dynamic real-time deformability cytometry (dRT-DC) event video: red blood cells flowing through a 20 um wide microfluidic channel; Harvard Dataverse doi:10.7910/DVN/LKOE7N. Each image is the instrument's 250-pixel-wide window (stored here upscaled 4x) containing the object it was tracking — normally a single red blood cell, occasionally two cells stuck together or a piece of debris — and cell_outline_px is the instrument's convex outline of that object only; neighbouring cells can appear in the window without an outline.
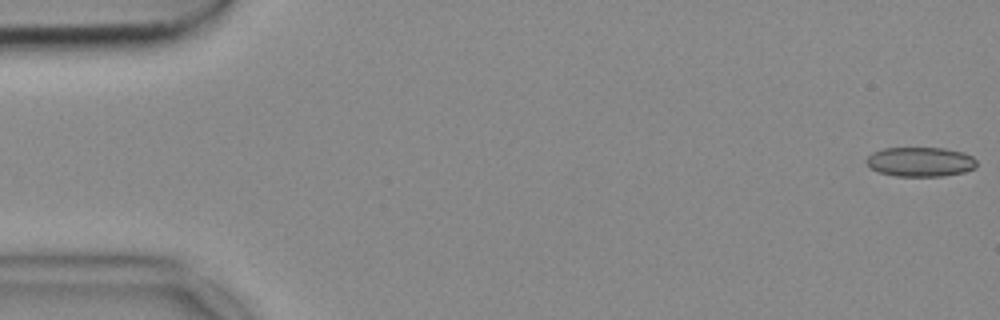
{"species": "common noctule bat (a hibernating species)", "species_latin": "Nyctalus noctula", "temperature_condition": "cold", "stored_images_in_passage": 53, "camera_frame_rate_fps": 3000, "um_per_image_px": 0.085, "animal": {"sex": "female", "body_mass_g": 18.4}, "frame": {"image": 1, "passage_image": 1, "time_ms": 0.0, "image_size_px": [1000, 320], "cell_outline_px": [[976, 168], [964, 172], [944, 176], [896, 176], [880, 172], [872, 168], [864, 160], [872, 152], [884, 148], [944, 148], [964, 152], [972, 156], [976, 160]], "centroid_in_image_um": [78.25, 13.75], "position_along_channel_um": 6.7, "area_um2": 19.02}}
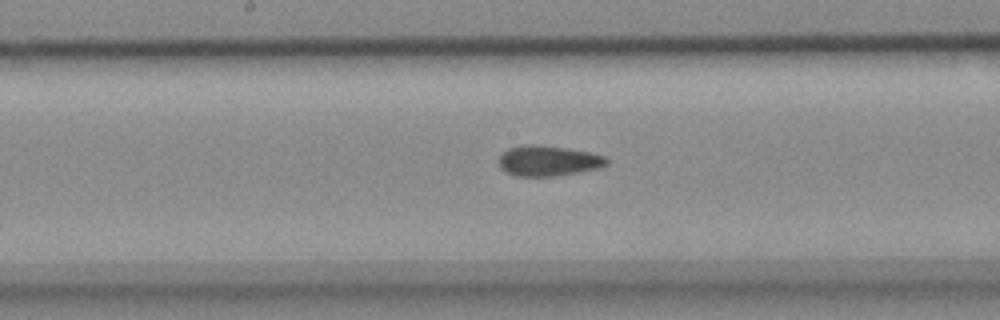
{"frame": {"image": 2, "passage_image": 27, "time_ms": 8.667, "image_size_px": [1000, 320], "cell_outline_px": [[608, 164], [600, 168], [552, 176], [516, 176], [500, 168], [500, 156], [508, 148], [524, 144], [536, 144], [568, 148], [592, 152], [604, 156], [608, 160]], "centroid_in_image_um": [46.62, 13.65], "position_along_channel_um": 201.6, "area_um2": 19.07}}
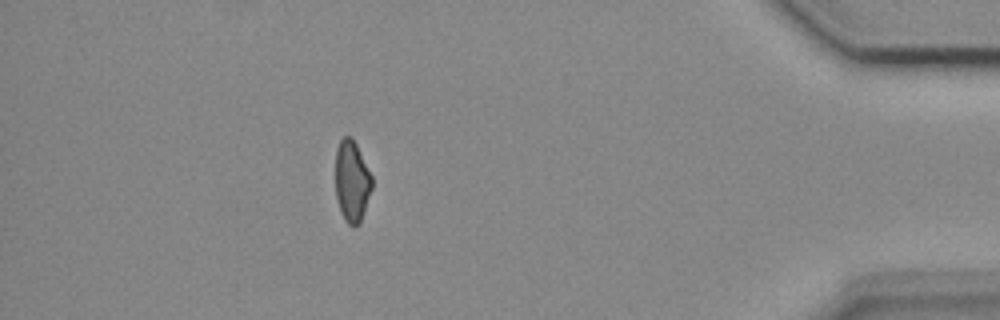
{"frame": {"image": 3, "passage_image": 47, "time_ms": 15.333, "image_size_px": [1000, 320], "cell_outline_px": [[372, 188], [360, 224], [356, 228], [348, 224], [344, 220], [340, 212], [336, 200], [336, 148], [340, 140], [344, 136], [352, 136], [372, 176]], "centroid_in_image_um": [29.9, 15.44], "position_along_channel_um": 405.3, "area_um2": 17.51}}